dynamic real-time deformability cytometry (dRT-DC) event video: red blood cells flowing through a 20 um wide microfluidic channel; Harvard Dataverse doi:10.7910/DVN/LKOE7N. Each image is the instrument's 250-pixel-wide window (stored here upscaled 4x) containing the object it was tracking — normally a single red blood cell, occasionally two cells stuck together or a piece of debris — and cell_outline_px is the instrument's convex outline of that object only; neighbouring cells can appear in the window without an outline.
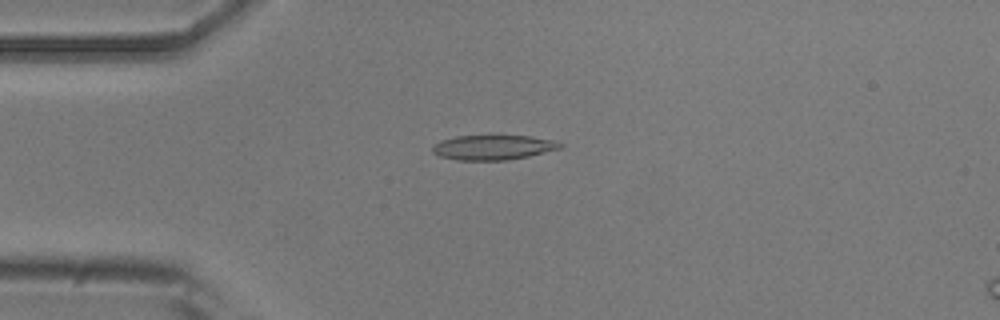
{"species": "common noctule bat (a hibernating species)", "species_latin": "Nyctalus noctula", "temperature_condition": "room temperature", "stored_images_in_passage": 54, "camera_frame_rate_fps": 3000, "um_per_image_px": 0.085, "animal": {"sex": "male", "body_mass_g": 20.5, "forearm_length_mm": 52.5}, "frame": {"image": 1, "passage_image": 13, "time_ms": 4.0, "image_size_px": [1000, 320], "cell_outline_px": [[564, 144], [560, 148], [528, 156], [508, 160], [456, 160], [440, 156], [432, 152], [432, 148], [440, 140], [456, 136], [492, 132], [496, 132], [532, 136], [556, 140]], "centroid_in_image_um": [41.93, 12.46], "position_along_channel_um": 43.1, "area_um2": 19.54}}
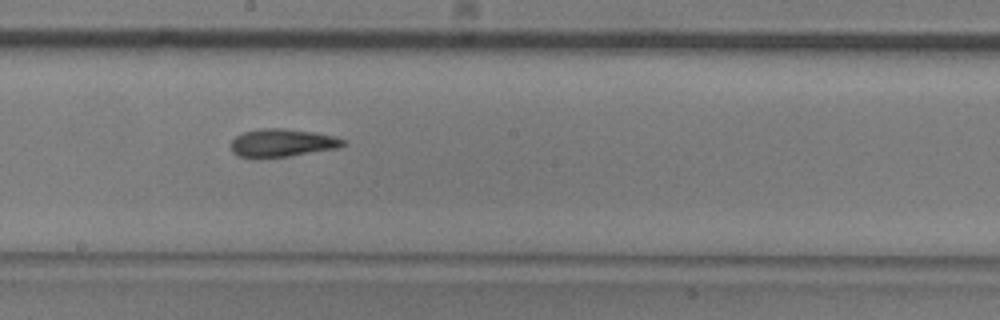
{"frame": {"image": 2, "passage_image": 29, "time_ms": 9.333, "image_size_px": [1000, 320], "cell_outline_px": [[348, 144], [340, 148], [288, 156], [260, 160], [252, 160], [240, 156], [232, 152], [232, 140], [236, 136], [244, 132], [264, 128], [284, 128], [312, 132], [336, 136], [348, 140]], "centroid_in_image_um": [24.02, 12.17], "position_along_channel_um": 224.2, "area_um2": 18.84}}
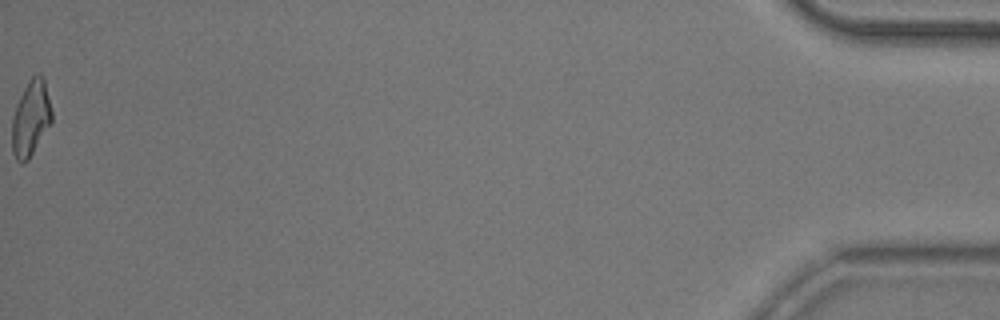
{"frame": {"image": 3, "passage_image": 54, "time_ms": 17.667, "image_size_px": [1000, 320], "cell_outline_px": [[52, 120], [28, 160], [20, 164], [16, 160], [12, 152], [12, 116], [16, 104], [28, 80], [36, 72], [44, 76], [52, 112]], "centroid_in_image_um": [2.6, 10.03], "position_along_channel_um": 432.6, "area_um2": 17.57}, "authors_computed_cell_mechanics": {"area_um2": 18.207, "velocity_mm_per_s": 3.7315, "shape_relaxation_time_tau1_ms": 6.7278, "shape_relaxation_time_tau2_ms": 3.3231, "deformation_change_tau1": 0.1873, "deformation_change_tau2": 0.1276}}